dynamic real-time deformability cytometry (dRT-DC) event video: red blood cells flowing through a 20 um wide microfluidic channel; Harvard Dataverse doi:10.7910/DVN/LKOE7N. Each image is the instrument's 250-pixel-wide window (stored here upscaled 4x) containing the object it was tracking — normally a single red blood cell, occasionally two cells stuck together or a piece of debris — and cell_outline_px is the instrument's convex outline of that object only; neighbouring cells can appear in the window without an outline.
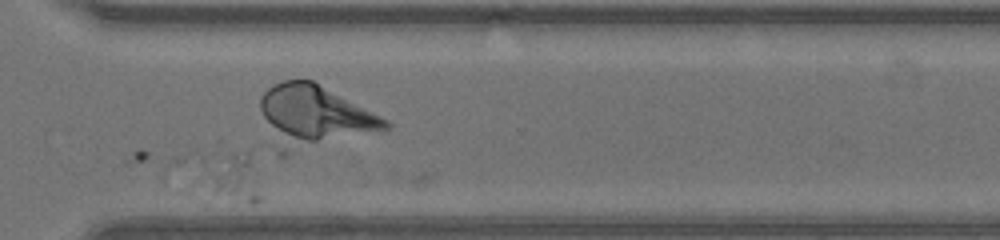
{"species": "human", "species_latin": "Homo sapiens", "temperature_condition": "warm", "stored_images_in_passage": 45, "segment_of_instrument_passage": [3, 3], "camera_frame_rate_fps": 3000, "um_per_image_px": 0.085, "donor": {"sex": "male"}, "frame": {"image": 1, "passage_image": 34, "time_ms": 11.0, "image_size_px": [1000, 240], "cell_outline_px": [[392, 128], [280, 160], [276, 156], [260, 108], [260, 100], [264, 92], [268, 88], [284, 80], [312, 80], [388, 120], [392, 124]], "centroid_in_image_um": [26.65, 10.02], "position_along_channel_um": 344.0, "area_um2": 46.64}}
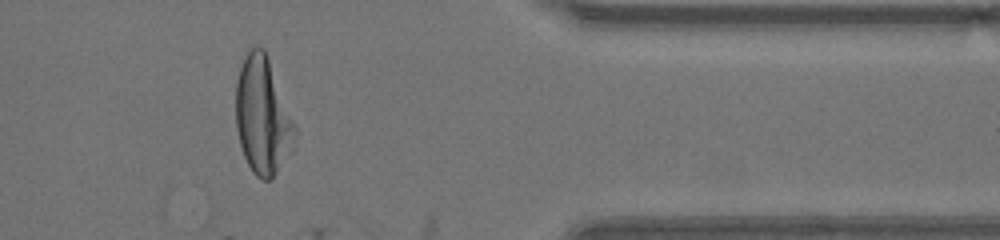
{"frame": {"image": 2, "passage_image": 39, "time_ms": 12.667, "image_size_px": [1000, 240], "cell_outline_px": [[292, 128], [284, 152], [276, 172], [272, 180], [260, 180], [252, 172], [244, 156], [240, 144], [236, 128], [236, 80], [244, 56], [256, 44], [264, 48], [292, 124]], "centroid_in_image_um": [22.18, 9.78], "position_along_channel_um": 389.2, "area_um2": 37.74}}